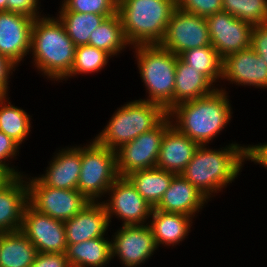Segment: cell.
Returning <instances> with one entry per match:
<instances>
[{
    "mask_svg": "<svg viewBox=\"0 0 267 267\" xmlns=\"http://www.w3.org/2000/svg\"><path fill=\"white\" fill-rule=\"evenodd\" d=\"M228 98L226 90L217 87L208 96L174 106L167 115L180 133L198 145H207L231 120L233 113Z\"/></svg>",
    "mask_w": 267,
    "mask_h": 267,
    "instance_id": "obj_1",
    "label": "cell"
},
{
    "mask_svg": "<svg viewBox=\"0 0 267 267\" xmlns=\"http://www.w3.org/2000/svg\"><path fill=\"white\" fill-rule=\"evenodd\" d=\"M245 161V145L232 142L218 150L199 145L181 175L209 199L238 177Z\"/></svg>",
    "mask_w": 267,
    "mask_h": 267,
    "instance_id": "obj_2",
    "label": "cell"
},
{
    "mask_svg": "<svg viewBox=\"0 0 267 267\" xmlns=\"http://www.w3.org/2000/svg\"><path fill=\"white\" fill-rule=\"evenodd\" d=\"M76 46L59 18H35L31 32L34 66L50 80H65L74 63Z\"/></svg>",
    "mask_w": 267,
    "mask_h": 267,
    "instance_id": "obj_3",
    "label": "cell"
},
{
    "mask_svg": "<svg viewBox=\"0 0 267 267\" xmlns=\"http://www.w3.org/2000/svg\"><path fill=\"white\" fill-rule=\"evenodd\" d=\"M176 8V0H118L117 13L129 45L160 44Z\"/></svg>",
    "mask_w": 267,
    "mask_h": 267,
    "instance_id": "obj_4",
    "label": "cell"
},
{
    "mask_svg": "<svg viewBox=\"0 0 267 267\" xmlns=\"http://www.w3.org/2000/svg\"><path fill=\"white\" fill-rule=\"evenodd\" d=\"M166 116L167 111L159 104L140 99L127 102L117 108L94 140L99 145L116 151L125 143L152 130Z\"/></svg>",
    "mask_w": 267,
    "mask_h": 267,
    "instance_id": "obj_5",
    "label": "cell"
},
{
    "mask_svg": "<svg viewBox=\"0 0 267 267\" xmlns=\"http://www.w3.org/2000/svg\"><path fill=\"white\" fill-rule=\"evenodd\" d=\"M135 59L148 97L141 99L161 105L167 113L173 108L175 71L178 56L160 44L138 45Z\"/></svg>",
    "mask_w": 267,
    "mask_h": 267,
    "instance_id": "obj_6",
    "label": "cell"
},
{
    "mask_svg": "<svg viewBox=\"0 0 267 267\" xmlns=\"http://www.w3.org/2000/svg\"><path fill=\"white\" fill-rule=\"evenodd\" d=\"M78 191L91 202L107 194L120 177L117 172L116 151L99 145L94 139L81 147V169Z\"/></svg>",
    "mask_w": 267,
    "mask_h": 267,
    "instance_id": "obj_7",
    "label": "cell"
},
{
    "mask_svg": "<svg viewBox=\"0 0 267 267\" xmlns=\"http://www.w3.org/2000/svg\"><path fill=\"white\" fill-rule=\"evenodd\" d=\"M28 203L38 212L66 221L82 211L90 200L77 189L46 186L38 177L28 178Z\"/></svg>",
    "mask_w": 267,
    "mask_h": 267,
    "instance_id": "obj_8",
    "label": "cell"
},
{
    "mask_svg": "<svg viewBox=\"0 0 267 267\" xmlns=\"http://www.w3.org/2000/svg\"><path fill=\"white\" fill-rule=\"evenodd\" d=\"M171 125V119L167 115L152 130L120 146L116 150L119 176L126 177L132 172L156 167L162 137Z\"/></svg>",
    "mask_w": 267,
    "mask_h": 267,
    "instance_id": "obj_9",
    "label": "cell"
},
{
    "mask_svg": "<svg viewBox=\"0 0 267 267\" xmlns=\"http://www.w3.org/2000/svg\"><path fill=\"white\" fill-rule=\"evenodd\" d=\"M160 45L177 56L185 50L211 45L205 17L176 8Z\"/></svg>",
    "mask_w": 267,
    "mask_h": 267,
    "instance_id": "obj_10",
    "label": "cell"
},
{
    "mask_svg": "<svg viewBox=\"0 0 267 267\" xmlns=\"http://www.w3.org/2000/svg\"><path fill=\"white\" fill-rule=\"evenodd\" d=\"M20 231L41 253H65L67 249L64 221L25 206Z\"/></svg>",
    "mask_w": 267,
    "mask_h": 267,
    "instance_id": "obj_11",
    "label": "cell"
},
{
    "mask_svg": "<svg viewBox=\"0 0 267 267\" xmlns=\"http://www.w3.org/2000/svg\"><path fill=\"white\" fill-rule=\"evenodd\" d=\"M109 195L104 204L109 222L113 215L122 220V225H145L150 218L152 207L138 193L126 177H119L108 189Z\"/></svg>",
    "mask_w": 267,
    "mask_h": 267,
    "instance_id": "obj_12",
    "label": "cell"
},
{
    "mask_svg": "<svg viewBox=\"0 0 267 267\" xmlns=\"http://www.w3.org/2000/svg\"><path fill=\"white\" fill-rule=\"evenodd\" d=\"M112 237V260L117 256L125 267H139L158 248L149 224L122 225Z\"/></svg>",
    "mask_w": 267,
    "mask_h": 267,
    "instance_id": "obj_13",
    "label": "cell"
},
{
    "mask_svg": "<svg viewBox=\"0 0 267 267\" xmlns=\"http://www.w3.org/2000/svg\"><path fill=\"white\" fill-rule=\"evenodd\" d=\"M211 45L224 58L251 47L253 26L247 22L220 11L205 17Z\"/></svg>",
    "mask_w": 267,
    "mask_h": 267,
    "instance_id": "obj_14",
    "label": "cell"
},
{
    "mask_svg": "<svg viewBox=\"0 0 267 267\" xmlns=\"http://www.w3.org/2000/svg\"><path fill=\"white\" fill-rule=\"evenodd\" d=\"M34 20L19 13L0 12V54L16 66L30 53Z\"/></svg>",
    "mask_w": 267,
    "mask_h": 267,
    "instance_id": "obj_15",
    "label": "cell"
},
{
    "mask_svg": "<svg viewBox=\"0 0 267 267\" xmlns=\"http://www.w3.org/2000/svg\"><path fill=\"white\" fill-rule=\"evenodd\" d=\"M232 84L267 88V64L251 48L226 55L222 63V78Z\"/></svg>",
    "mask_w": 267,
    "mask_h": 267,
    "instance_id": "obj_16",
    "label": "cell"
},
{
    "mask_svg": "<svg viewBox=\"0 0 267 267\" xmlns=\"http://www.w3.org/2000/svg\"><path fill=\"white\" fill-rule=\"evenodd\" d=\"M23 175L7 177L0 183V233L21 229L28 204V179Z\"/></svg>",
    "mask_w": 267,
    "mask_h": 267,
    "instance_id": "obj_17",
    "label": "cell"
},
{
    "mask_svg": "<svg viewBox=\"0 0 267 267\" xmlns=\"http://www.w3.org/2000/svg\"><path fill=\"white\" fill-rule=\"evenodd\" d=\"M111 224L102 202H90L73 218L64 221L67 244L104 237Z\"/></svg>",
    "mask_w": 267,
    "mask_h": 267,
    "instance_id": "obj_18",
    "label": "cell"
},
{
    "mask_svg": "<svg viewBox=\"0 0 267 267\" xmlns=\"http://www.w3.org/2000/svg\"><path fill=\"white\" fill-rule=\"evenodd\" d=\"M49 162L45 175L38 178L57 189H77L81 169V146L62 148Z\"/></svg>",
    "mask_w": 267,
    "mask_h": 267,
    "instance_id": "obj_19",
    "label": "cell"
},
{
    "mask_svg": "<svg viewBox=\"0 0 267 267\" xmlns=\"http://www.w3.org/2000/svg\"><path fill=\"white\" fill-rule=\"evenodd\" d=\"M209 200L181 174H175L155 209L181 213L194 218Z\"/></svg>",
    "mask_w": 267,
    "mask_h": 267,
    "instance_id": "obj_20",
    "label": "cell"
},
{
    "mask_svg": "<svg viewBox=\"0 0 267 267\" xmlns=\"http://www.w3.org/2000/svg\"><path fill=\"white\" fill-rule=\"evenodd\" d=\"M199 145L171 125L164 133L157 159L159 169L181 174Z\"/></svg>",
    "mask_w": 267,
    "mask_h": 267,
    "instance_id": "obj_21",
    "label": "cell"
},
{
    "mask_svg": "<svg viewBox=\"0 0 267 267\" xmlns=\"http://www.w3.org/2000/svg\"><path fill=\"white\" fill-rule=\"evenodd\" d=\"M149 226L153 231V236L157 247L159 245L175 246L188 236L192 226L193 217L181 214L164 212L153 208L151 211Z\"/></svg>",
    "mask_w": 267,
    "mask_h": 267,
    "instance_id": "obj_22",
    "label": "cell"
},
{
    "mask_svg": "<svg viewBox=\"0 0 267 267\" xmlns=\"http://www.w3.org/2000/svg\"><path fill=\"white\" fill-rule=\"evenodd\" d=\"M217 88L199 70L186 64L179 56L176 62L173 107L212 94Z\"/></svg>",
    "mask_w": 267,
    "mask_h": 267,
    "instance_id": "obj_23",
    "label": "cell"
},
{
    "mask_svg": "<svg viewBox=\"0 0 267 267\" xmlns=\"http://www.w3.org/2000/svg\"><path fill=\"white\" fill-rule=\"evenodd\" d=\"M111 241L107 237L67 244L66 257L71 267H104L112 259Z\"/></svg>",
    "mask_w": 267,
    "mask_h": 267,
    "instance_id": "obj_24",
    "label": "cell"
},
{
    "mask_svg": "<svg viewBox=\"0 0 267 267\" xmlns=\"http://www.w3.org/2000/svg\"><path fill=\"white\" fill-rule=\"evenodd\" d=\"M37 254L20 230L0 233V267H31Z\"/></svg>",
    "mask_w": 267,
    "mask_h": 267,
    "instance_id": "obj_25",
    "label": "cell"
},
{
    "mask_svg": "<svg viewBox=\"0 0 267 267\" xmlns=\"http://www.w3.org/2000/svg\"><path fill=\"white\" fill-rule=\"evenodd\" d=\"M174 175L173 172L154 167L132 172L126 178L148 204L155 208L163 198Z\"/></svg>",
    "mask_w": 267,
    "mask_h": 267,
    "instance_id": "obj_26",
    "label": "cell"
},
{
    "mask_svg": "<svg viewBox=\"0 0 267 267\" xmlns=\"http://www.w3.org/2000/svg\"><path fill=\"white\" fill-rule=\"evenodd\" d=\"M58 13L57 16L59 20L63 23L67 35L76 47L80 45H89V37L91 33L102 24L107 17L112 16L71 12L63 5H61Z\"/></svg>",
    "mask_w": 267,
    "mask_h": 267,
    "instance_id": "obj_27",
    "label": "cell"
},
{
    "mask_svg": "<svg viewBox=\"0 0 267 267\" xmlns=\"http://www.w3.org/2000/svg\"><path fill=\"white\" fill-rule=\"evenodd\" d=\"M128 44L118 13L107 17L89 37L90 46L107 52L111 57L125 50Z\"/></svg>",
    "mask_w": 267,
    "mask_h": 267,
    "instance_id": "obj_28",
    "label": "cell"
},
{
    "mask_svg": "<svg viewBox=\"0 0 267 267\" xmlns=\"http://www.w3.org/2000/svg\"><path fill=\"white\" fill-rule=\"evenodd\" d=\"M30 119L31 117L27 112L10 103L7 95H0L1 132H4L8 137L12 138L20 145L30 134Z\"/></svg>",
    "mask_w": 267,
    "mask_h": 267,
    "instance_id": "obj_29",
    "label": "cell"
},
{
    "mask_svg": "<svg viewBox=\"0 0 267 267\" xmlns=\"http://www.w3.org/2000/svg\"><path fill=\"white\" fill-rule=\"evenodd\" d=\"M179 57L195 70H199L214 85L222 78L223 58L212 45L185 50Z\"/></svg>",
    "mask_w": 267,
    "mask_h": 267,
    "instance_id": "obj_30",
    "label": "cell"
},
{
    "mask_svg": "<svg viewBox=\"0 0 267 267\" xmlns=\"http://www.w3.org/2000/svg\"><path fill=\"white\" fill-rule=\"evenodd\" d=\"M222 11L252 26L267 22V0H222Z\"/></svg>",
    "mask_w": 267,
    "mask_h": 267,
    "instance_id": "obj_31",
    "label": "cell"
},
{
    "mask_svg": "<svg viewBox=\"0 0 267 267\" xmlns=\"http://www.w3.org/2000/svg\"><path fill=\"white\" fill-rule=\"evenodd\" d=\"M112 58L107 52L90 45H80L75 48L74 63L70 74L65 78L80 74H93L101 71L109 59Z\"/></svg>",
    "mask_w": 267,
    "mask_h": 267,
    "instance_id": "obj_32",
    "label": "cell"
},
{
    "mask_svg": "<svg viewBox=\"0 0 267 267\" xmlns=\"http://www.w3.org/2000/svg\"><path fill=\"white\" fill-rule=\"evenodd\" d=\"M62 5L71 12L114 15L118 0H63Z\"/></svg>",
    "mask_w": 267,
    "mask_h": 267,
    "instance_id": "obj_33",
    "label": "cell"
},
{
    "mask_svg": "<svg viewBox=\"0 0 267 267\" xmlns=\"http://www.w3.org/2000/svg\"><path fill=\"white\" fill-rule=\"evenodd\" d=\"M19 148L20 145L16 141L0 131V171L7 177L22 175L21 172L15 170L16 168L9 167V164L6 162V160L9 162V159L12 160V158L19 154Z\"/></svg>",
    "mask_w": 267,
    "mask_h": 267,
    "instance_id": "obj_34",
    "label": "cell"
},
{
    "mask_svg": "<svg viewBox=\"0 0 267 267\" xmlns=\"http://www.w3.org/2000/svg\"><path fill=\"white\" fill-rule=\"evenodd\" d=\"M176 3L178 9L203 17L222 11V0H176Z\"/></svg>",
    "mask_w": 267,
    "mask_h": 267,
    "instance_id": "obj_35",
    "label": "cell"
},
{
    "mask_svg": "<svg viewBox=\"0 0 267 267\" xmlns=\"http://www.w3.org/2000/svg\"><path fill=\"white\" fill-rule=\"evenodd\" d=\"M251 48L257 55L262 56L267 64V22L253 26L251 32Z\"/></svg>",
    "mask_w": 267,
    "mask_h": 267,
    "instance_id": "obj_36",
    "label": "cell"
},
{
    "mask_svg": "<svg viewBox=\"0 0 267 267\" xmlns=\"http://www.w3.org/2000/svg\"><path fill=\"white\" fill-rule=\"evenodd\" d=\"M39 0H7V11L23 14L31 18L41 17ZM38 8V9H37Z\"/></svg>",
    "mask_w": 267,
    "mask_h": 267,
    "instance_id": "obj_37",
    "label": "cell"
},
{
    "mask_svg": "<svg viewBox=\"0 0 267 267\" xmlns=\"http://www.w3.org/2000/svg\"><path fill=\"white\" fill-rule=\"evenodd\" d=\"M31 267H71L65 253L38 252Z\"/></svg>",
    "mask_w": 267,
    "mask_h": 267,
    "instance_id": "obj_38",
    "label": "cell"
},
{
    "mask_svg": "<svg viewBox=\"0 0 267 267\" xmlns=\"http://www.w3.org/2000/svg\"><path fill=\"white\" fill-rule=\"evenodd\" d=\"M260 164L267 169V143L246 145V161Z\"/></svg>",
    "mask_w": 267,
    "mask_h": 267,
    "instance_id": "obj_39",
    "label": "cell"
},
{
    "mask_svg": "<svg viewBox=\"0 0 267 267\" xmlns=\"http://www.w3.org/2000/svg\"><path fill=\"white\" fill-rule=\"evenodd\" d=\"M16 67L17 66L12 61L0 54V95L8 96L9 77Z\"/></svg>",
    "mask_w": 267,
    "mask_h": 267,
    "instance_id": "obj_40",
    "label": "cell"
},
{
    "mask_svg": "<svg viewBox=\"0 0 267 267\" xmlns=\"http://www.w3.org/2000/svg\"><path fill=\"white\" fill-rule=\"evenodd\" d=\"M7 11V0H0V12Z\"/></svg>",
    "mask_w": 267,
    "mask_h": 267,
    "instance_id": "obj_41",
    "label": "cell"
},
{
    "mask_svg": "<svg viewBox=\"0 0 267 267\" xmlns=\"http://www.w3.org/2000/svg\"><path fill=\"white\" fill-rule=\"evenodd\" d=\"M6 178L7 176L2 171H0V183H2Z\"/></svg>",
    "mask_w": 267,
    "mask_h": 267,
    "instance_id": "obj_42",
    "label": "cell"
}]
</instances>
